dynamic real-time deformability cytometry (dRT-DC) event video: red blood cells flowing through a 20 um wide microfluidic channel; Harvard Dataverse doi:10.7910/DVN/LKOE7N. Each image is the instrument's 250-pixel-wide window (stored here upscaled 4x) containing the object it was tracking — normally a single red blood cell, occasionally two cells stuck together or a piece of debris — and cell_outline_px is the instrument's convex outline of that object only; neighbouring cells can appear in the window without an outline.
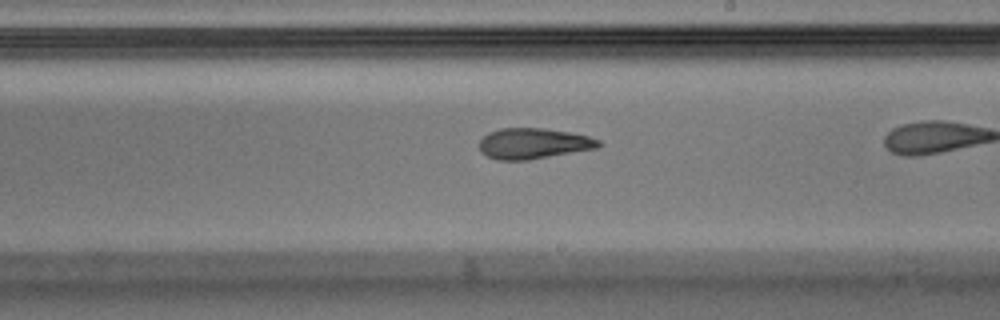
{"species": "Egyptian fruit bat (a non-hibernating species)", "species_latin": "Rousettus aegyptiacus", "temperature_condition": "warm", "stored_images_in_passage": 36, "camera_frame_rate_fps": 3000, "um_per_image_px": 0.085, "animal": {"sex": "male"}, "frame": {"image": 1, "passage_image": 26, "time_ms": 8.333, "image_size_px": [1000, 320], "cell_outline_px": [[600, 148], [528, 160], [496, 160], [480, 152], [480, 140], [488, 132], [500, 128], [544, 128], [572, 132], [588, 136], [600, 140]], "centroid_in_image_um": [45.36, 12.2], "position_along_channel_um": 243.6, "area_um2": 21.56}}